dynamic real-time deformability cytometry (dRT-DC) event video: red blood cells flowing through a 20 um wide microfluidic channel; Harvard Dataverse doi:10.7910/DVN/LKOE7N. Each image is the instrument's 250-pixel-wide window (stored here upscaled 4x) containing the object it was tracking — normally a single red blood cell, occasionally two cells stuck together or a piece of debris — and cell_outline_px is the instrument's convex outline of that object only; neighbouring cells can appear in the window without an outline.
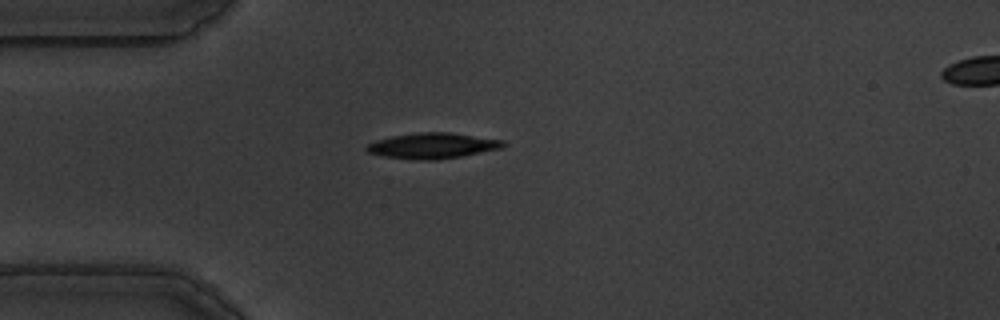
{"species": "common noctule bat (a hibernating species)", "species_latin": "Nyctalus noctula", "temperature_condition": "warm", "stored_images_in_passage": 36, "camera_frame_rate_fps": 3000, "um_per_image_px": 0.085, "animal": {"sex": "male", "body_mass_g": 19.5, "forearm_length_mm": 54.6}, "frame": {"image": 1, "passage_image": 2, "time_ms": 0.333, "image_size_px": [1000, 320], "cell_outline_px": [[508, 144], [504, 148], [460, 156], [436, 160], [416, 160], [384, 156], [368, 152], [364, 148], [368, 144], [376, 140], [392, 136], [416, 132], [448, 132], [504, 140]], "centroid_in_image_um": [36.79, 12.38], "position_along_channel_um": 48.2, "area_um2": 20.46}}
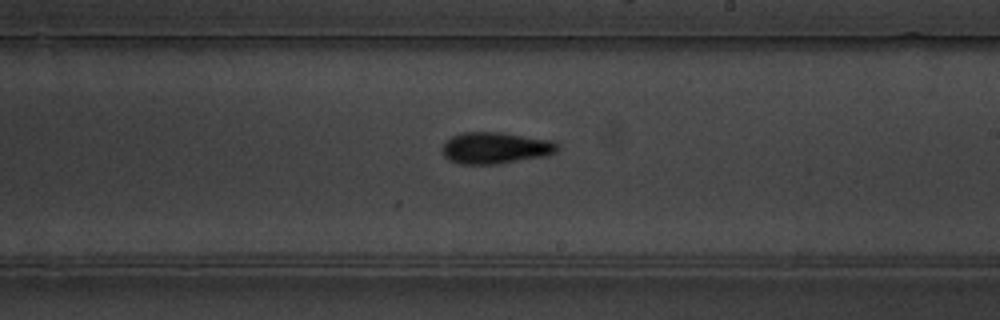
{"frame": {"image": 2, "passage_image": 20, "time_ms": 6.333, "image_size_px": [1000, 320], "cell_outline_px": [[560, 148], [556, 152], [544, 156], [496, 164], [460, 164], [448, 160], [444, 156], [444, 144], [452, 136], [460, 132], [500, 132], [552, 140], [560, 144]], "centroid_in_image_um": [42.14, 12.57], "position_along_channel_um": 246.9, "area_um2": 21.15}}
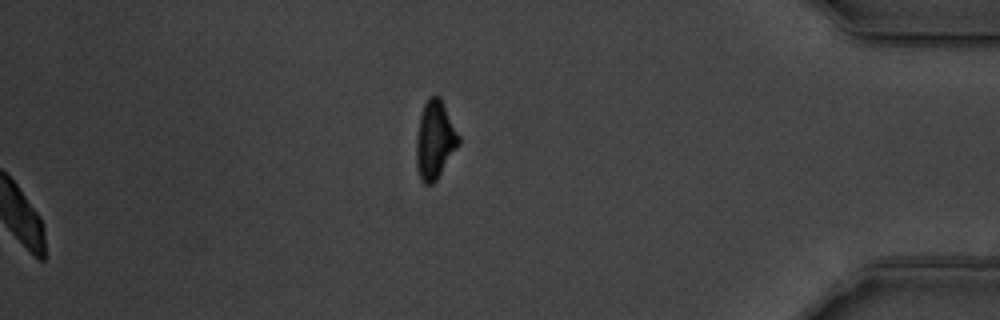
{"frame": {"image": 3, "passage_image": 36, "time_ms": 11.667, "image_size_px": [1000, 320], "cell_outline_px": [[460, 144], [436, 180], [432, 184], [424, 184], [420, 180], [416, 164], [416, 140], [420, 116], [424, 104], [428, 96], [440, 96], [460, 136]], "centroid_in_image_um": [36.97, 11.9], "position_along_channel_um": 398.2, "area_um2": 19.36}, "authors_computed_cell_mechanics": {"area_um2": 20.4323, "velocity_mm_per_s": 3.5118, "shape_relaxation_time_tau1_ms": 3.1063, "shape_relaxation_time_tau2_ms": 5.1919, "deformation_change_tau1": 0.1457, "deformation_change_tau2": 0.1365}}